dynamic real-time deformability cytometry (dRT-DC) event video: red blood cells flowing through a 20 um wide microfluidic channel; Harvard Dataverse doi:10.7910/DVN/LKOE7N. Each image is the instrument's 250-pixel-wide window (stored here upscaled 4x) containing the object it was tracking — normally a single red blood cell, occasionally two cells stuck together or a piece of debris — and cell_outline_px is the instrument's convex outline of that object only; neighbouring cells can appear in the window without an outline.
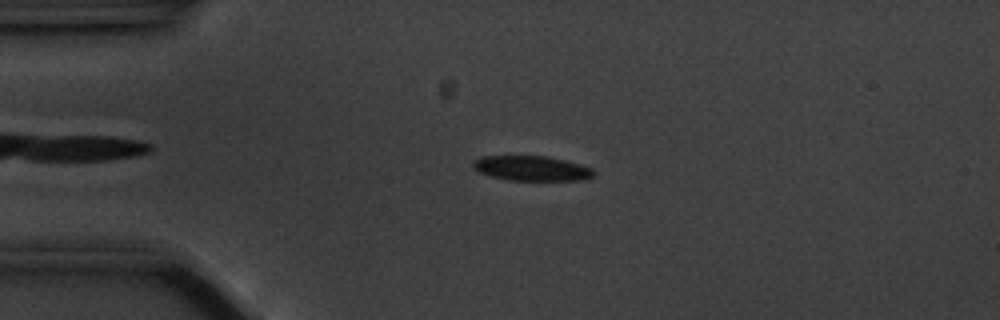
{"species": "common noctule bat (a hibernating species)", "species_latin": "Nyctalus noctula", "temperature_condition": "cold", "stored_images_in_passage": 56, "camera_frame_rate_fps": 3000, "um_per_image_px": 0.085, "animal": {"sex": "male", "body_mass_g": 20.1, "forearm_length_mm": 53.5}, "frame": {"image": 1, "passage_image": 13, "time_ms": 4.0, "image_size_px": [1000, 320], "cell_outline_px": [[596, 172], [592, 176], [584, 180], [512, 180], [492, 176], [480, 172], [472, 168], [472, 164], [480, 156], [544, 156], [564, 160], [580, 164], [592, 168]], "centroid_in_image_um": [45.21, 14.3], "position_along_channel_um": 39.8, "area_um2": 17.34}}
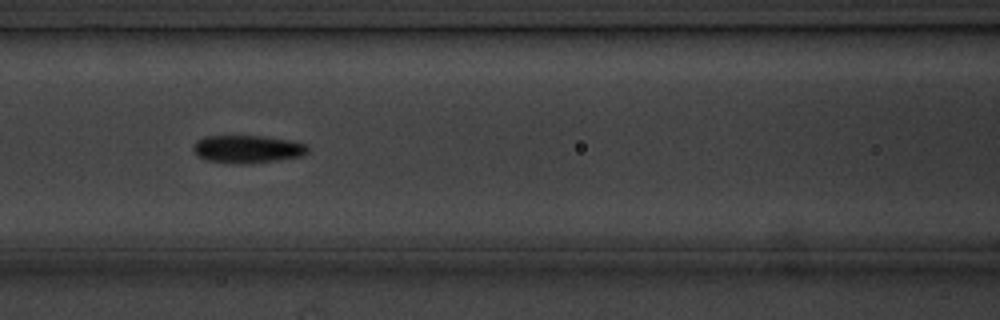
{"frame": {"image": 2, "passage_image": 24, "time_ms": 7.667, "image_size_px": [1000, 320], "cell_outline_px": [[308, 152], [304, 156], [248, 164], [232, 164], [208, 160], [196, 156], [192, 148], [192, 144], [196, 140], [204, 136], [264, 136], [288, 140], [308, 144]], "centroid_in_image_um": [21.01, 12.68], "position_along_channel_um": 145.6, "area_um2": 18.84}}
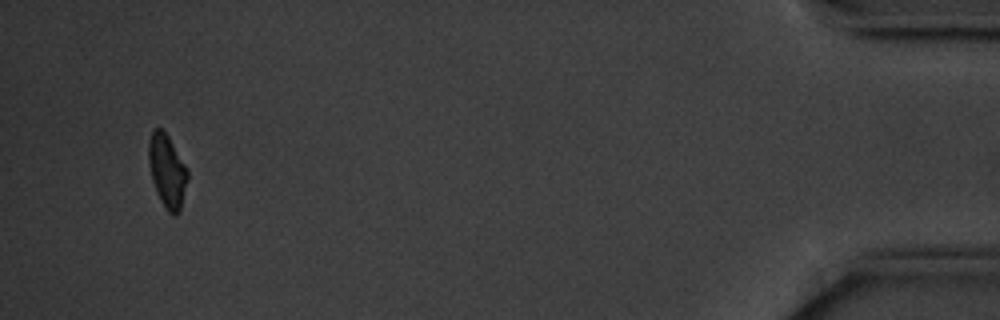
{"frame": {"image": 3, "passage_image": 54, "time_ms": 17.667, "image_size_px": [1000, 320], "cell_outline_px": [[188, 180], [180, 212], [176, 216], [172, 216], [168, 212], [160, 200], [156, 192], [152, 180], [148, 160], [148, 140], [152, 128], [160, 128], [168, 136], [184, 164], [188, 172]], "centroid_in_image_um": [14.19, 14.56], "position_along_channel_um": 421.0, "area_um2": 16.7}, "authors_computed_cell_mechanics": {"area_um2": 17.629, "velocity_mm_per_s": 3.5425, "shape_relaxation_time_tau1_ms": 2.5807, "shape_relaxation_time_tau2_ms": 10.8459, "deformation_change_tau1": 0.0956, "deformation_change_tau2": 0.1403}}